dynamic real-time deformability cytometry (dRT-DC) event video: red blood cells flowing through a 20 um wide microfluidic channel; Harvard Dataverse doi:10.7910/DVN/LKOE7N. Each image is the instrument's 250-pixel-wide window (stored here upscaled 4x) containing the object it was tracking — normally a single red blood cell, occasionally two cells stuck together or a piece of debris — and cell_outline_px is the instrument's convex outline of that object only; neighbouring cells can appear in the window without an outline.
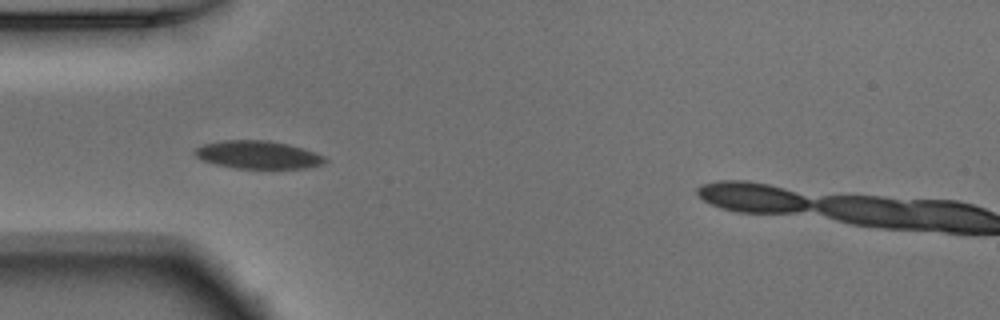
{"species": "Egyptian fruit bat (a non-hibernating species)", "species_latin": "Rousettus aegyptiacus", "temperature_condition": "warm", "stored_images_in_passage": 38, "camera_frame_rate_fps": 3000, "um_per_image_px": 0.085, "animal": {"sex": "male"}, "frame": {"image": 1, "passage_image": 1, "time_ms": 0.0, "image_size_px": [1000, 320], "cell_outline_px": [[328, 160], [324, 164], [304, 168], [236, 168], [216, 164], [204, 160], [196, 156], [192, 152], [196, 148], [204, 144], [224, 140], [268, 140], [288, 144], [304, 148], [316, 152], [324, 156]], "centroid_in_image_um": [21.97, 13.15], "position_along_channel_um": 63.0, "area_um2": 21.15}}
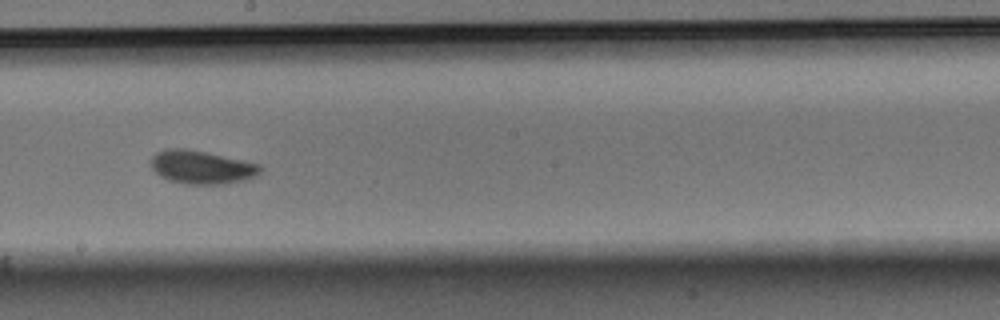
{"frame": {"image": 2, "passage_image": 14, "time_ms": 4.333, "image_size_px": [1000, 320], "cell_outline_px": [[264, 168], [256, 176], [244, 180], [228, 184], [184, 184], [168, 180], [160, 176], [152, 168], [152, 156], [156, 152], [168, 148], [184, 148], [204, 152], [260, 164]], "centroid_in_image_um": [17.15, 14.22], "position_along_channel_um": 231.1, "area_um2": 21.21}}
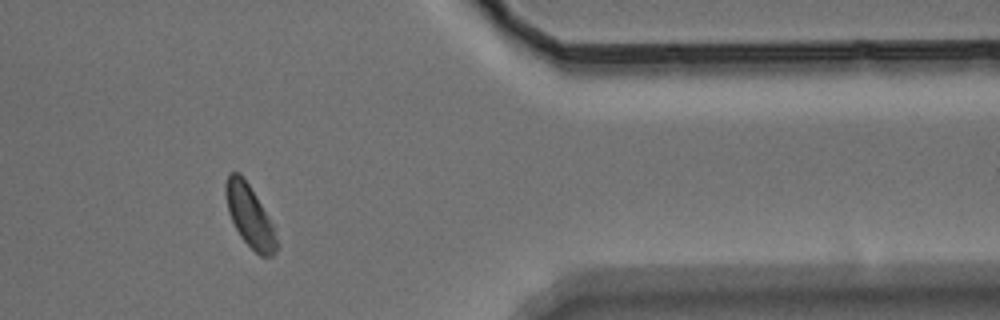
{"frame": {"image": 3, "passage_image": 28, "time_ms": 9.0, "image_size_px": [1000, 320], "cell_outline_px": [[280, 244], [276, 252], [272, 256], [260, 256], [240, 236], [228, 212], [224, 188], [224, 184], [228, 172], [240, 172], [256, 196], [268, 216], [272, 224]], "centroid_in_image_um": [21.23, 18.35], "position_along_channel_um": 390.2, "area_um2": 18.38}, "authors_computed_cell_mechanics": {"area_um2": 19.7965, "velocity_mm_per_s": 3.8803, "shape_relaxation_time_tau1_ms": 4.3265, "shape_relaxation_time_tau2_ms": 4.831, "deformation_change_tau1": 0.1201, "deformation_change_tau2": 0.0707}}